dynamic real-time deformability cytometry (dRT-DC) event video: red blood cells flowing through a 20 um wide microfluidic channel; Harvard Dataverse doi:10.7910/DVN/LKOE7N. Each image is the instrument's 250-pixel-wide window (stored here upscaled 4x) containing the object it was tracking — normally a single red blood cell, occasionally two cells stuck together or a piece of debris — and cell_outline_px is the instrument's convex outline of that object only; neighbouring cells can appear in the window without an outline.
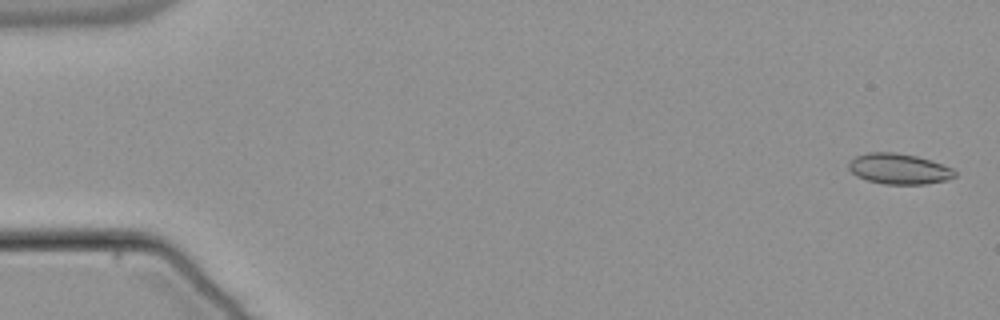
{"species": "common noctule bat (a hibernating species)", "species_latin": "Nyctalus noctula", "temperature_condition": "warm", "stored_images_in_passage": 55, "camera_frame_rate_fps": 3000, "um_per_image_px": 0.085, "animal": {"sex": "male", "body_mass_g": 21.5, "forearm_length_mm": 52.0}, "frame": {"image": 1, "passage_image": 2, "time_ms": 0.333, "image_size_px": [1000, 320], "cell_outline_px": [[956, 176], [948, 180], [924, 184], [884, 184], [868, 180], [856, 176], [848, 168], [848, 164], [856, 156], [868, 152], [896, 152], [916, 156], [952, 168], [956, 172]], "centroid_in_image_um": [76.4, 14.35], "position_along_channel_um": 8.6, "area_um2": 18.79}}
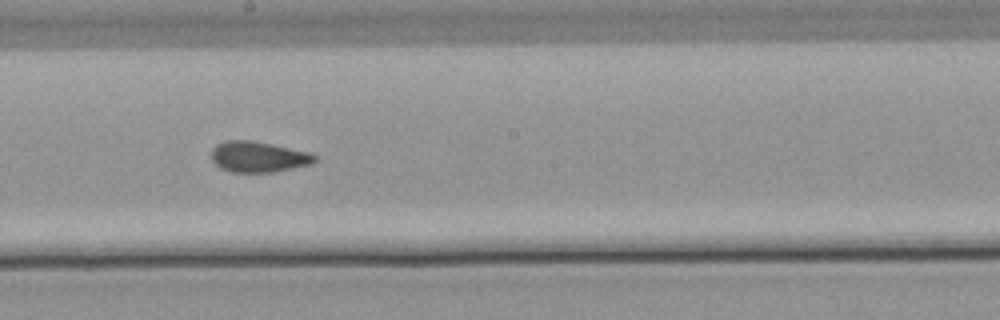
{"frame": {"image": 2, "passage_image": 31, "time_ms": 10.0, "image_size_px": [1000, 320], "cell_outline_px": [[316, 160], [308, 164], [276, 172], [232, 172], [220, 168], [212, 160], [212, 148], [216, 144], [224, 140], [252, 140], [272, 144], [308, 152], [316, 156]], "centroid_in_image_um": [21.91, 13.32], "position_along_channel_um": 226.3, "area_um2": 18.44}}
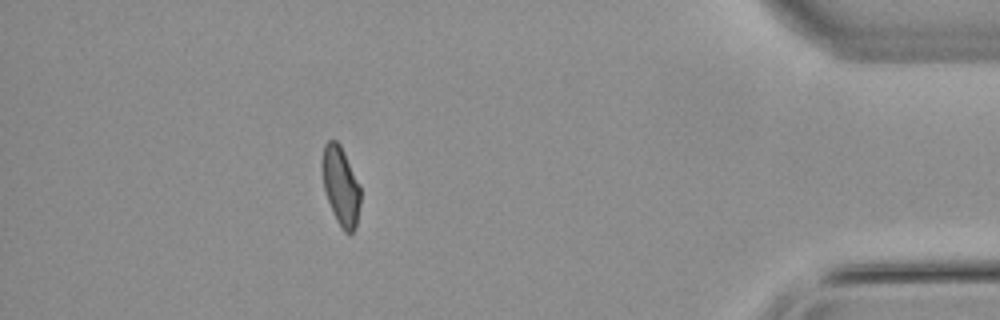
{"frame": {"image": 3, "passage_image": 49, "time_ms": 16.0, "image_size_px": [1000, 320], "cell_outline_px": [[360, 204], [356, 228], [352, 232], [344, 232], [336, 220], [332, 212], [324, 188], [320, 168], [320, 164], [324, 144], [328, 140], [336, 140], [340, 144], [360, 184]], "centroid_in_image_um": [28.94, 15.78], "position_along_channel_um": 406.3, "area_um2": 17.86}, "authors_computed_cell_mechanics": {"area_um2": 18.5538, "velocity_mm_per_s": 3.8116, "shape_relaxation_time_tau1_ms": null, "shape_relaxation_time_tau2_ms": 1.5476, "deformation_change_tau1": null, "deformation_change_tau2": 0.066}}